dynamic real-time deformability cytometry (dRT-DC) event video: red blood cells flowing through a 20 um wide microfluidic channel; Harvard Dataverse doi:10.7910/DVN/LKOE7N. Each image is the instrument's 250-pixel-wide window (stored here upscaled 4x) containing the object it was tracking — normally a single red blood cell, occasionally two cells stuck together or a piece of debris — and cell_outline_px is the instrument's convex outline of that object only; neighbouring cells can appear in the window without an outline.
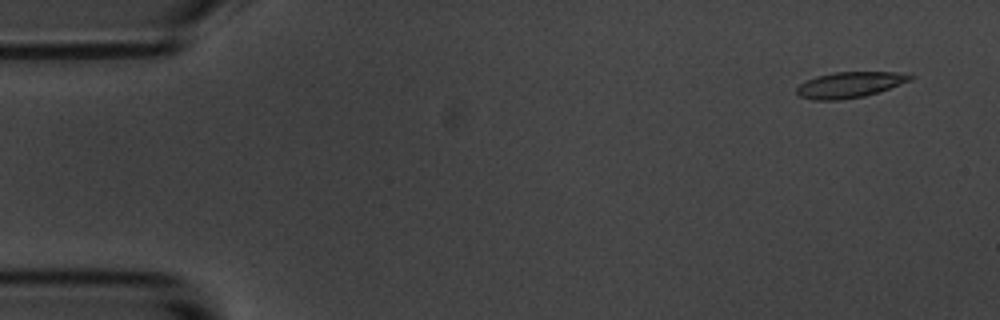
{"species": "common noctule bat (a hibernating species)", "species_latin": "Nyctalus noctula", "temperature_condition": "room temperature", "stored_images_in_passage": 5, "camera_frame_rate_fps": 3000, "um_per_image_px": 0.085, "animal": {"sex": "male", "body_mass_g": 20.1, "forearm_length_mm": 53.5}, "frame": {"image": 1, "passage_image": 2, "time_ms": 1.0, "image_size_px": [1000, 320], "cell_outline_px": [[916, 76], [912, 80], [864, 96], [840, 100], [812, 100], [800, 96], [796, 92], [796, 88], [800, 84], [816, 76], [836, 72], [896, 72]], "centroid_in_image_um": [72.21, 7.2], "position_along_channel_um": 12.8, "area_um2": 16.88}}
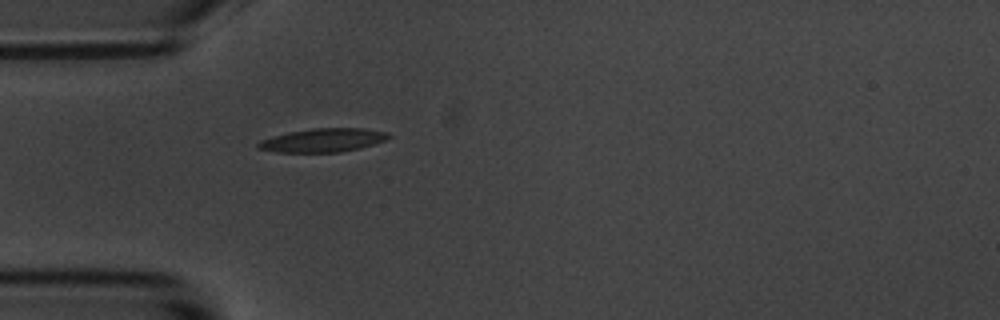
{"frame": {"image": 2, "passage_image": 5, "time_ms": 5.333, "image_size_px": [1000, 320], "cell_outline_px": [[392, 136], [384, 140], [360, 148], [340, 152], [276, 152], [256, 148], [256, 144], [260, 140], [288, 132], [312, 128], [364, 128], [388, 132]], "centroid_in_image_um": [27.44, 11.91], "position_along_channel_um": 57.6, "area_um2": 17.92}}